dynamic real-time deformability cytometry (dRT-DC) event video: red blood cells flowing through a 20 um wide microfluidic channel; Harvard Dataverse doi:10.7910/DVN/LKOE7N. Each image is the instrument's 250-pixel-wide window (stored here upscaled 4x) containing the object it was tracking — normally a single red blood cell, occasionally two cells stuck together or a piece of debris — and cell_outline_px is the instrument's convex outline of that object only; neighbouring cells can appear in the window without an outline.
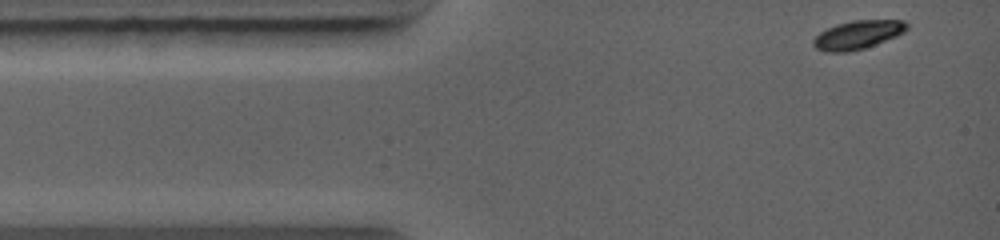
{"species": "common noctule bat (a hibernating species)", "species_latin": "Nyctalus noctula", "temperature_condition": "warm", "stored_images_in_passage": 10, "camera_frame_rate_fps": 5000, "um_per_image_px": 0.085, "animal": {"sex": "female", "body_mass_g": 19.0, "forearm_length_mm": 56.7}, "frame": {"image": 1, "passage_image": 1, "time_ms": 0.0, "image_size_px": [1000, 240], "cell_outline_px": [[908, 28], [904, 32], [896, 36], [864, 48], [848, 52], [824, 52], [816, 48], [812, 44], [812, 40], [820, 32], [836, 24], [852, 20], [904, 20], [908, 24]], "centroid_in_image_um": [72.89, 2.95], "position_along_channel_um": 12.1, "area_um2": 15.55}}
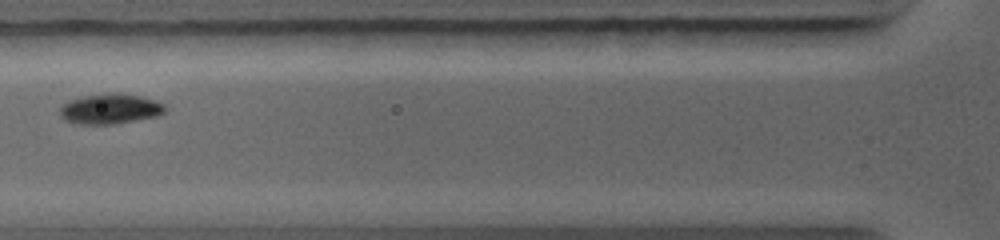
{"frame": {"image": 2, "passage_image": 8, "time_ms": 3.4, "image_size_px": [1000, 240], "cell_outline_px": [[168, 108], [164, 112], [156, 116], [116, 124], [76, 124], [64, 120], [60, 116], [60, 108], [68, 100], [80, 96], [140, 96], [156, 100], [164, 104]], "centroid_in_image_um": [9.34, 9.31], "position_along_channel_um": 116.5, "area_um2": 17.86}}
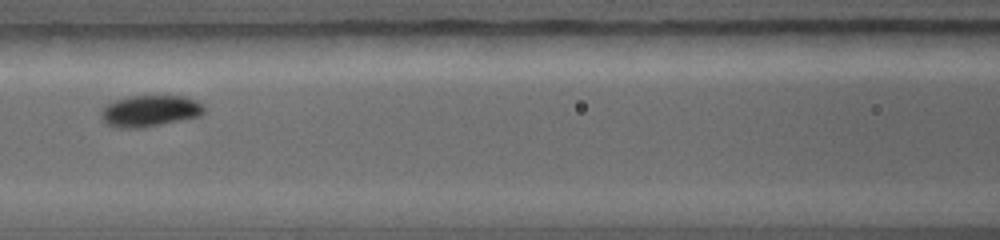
{"frame": {"image": 3, "passage_image": 9, "time_ms": 4.2, "image_size_px": [1000, 240], "cell_outline_px": [[204, 112], [200, 116], [144, 128], [116, 128], [100, 120], [100, 112], [108, 104], [116, 100], [128, 96], [184, 96], [196, 100], [204, 108]], "centroid_in_image_um": [12.71, 9.44], "position_along_channel_um": 153.9, "area_um2": 18.9}}